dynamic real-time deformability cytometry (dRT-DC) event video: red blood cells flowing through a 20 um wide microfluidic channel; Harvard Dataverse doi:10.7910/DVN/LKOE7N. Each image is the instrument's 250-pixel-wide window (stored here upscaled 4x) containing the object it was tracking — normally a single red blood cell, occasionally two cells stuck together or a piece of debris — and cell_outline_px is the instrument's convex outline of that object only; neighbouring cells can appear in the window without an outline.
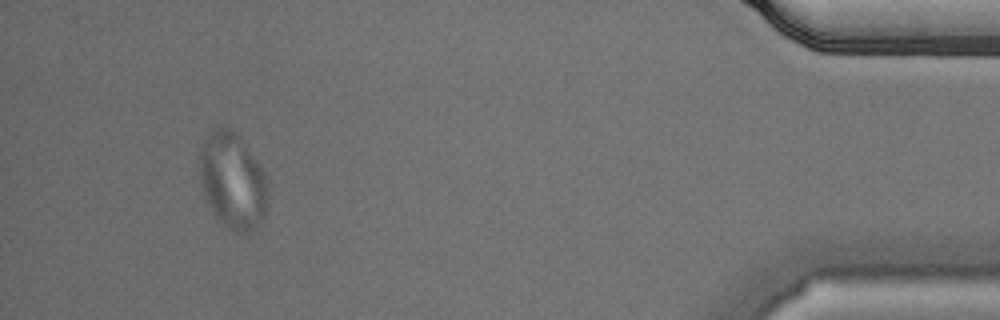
{"species": "Egyptian fruit bat (a non-hibernating species)", "species_latin": "Rousettus aegyptiacus", "temperature_condition": "cold", "stored_images_in_passage": 14, "camera_frame_rate_fps": 3000, "um_per_image_px": 0.085, "animal": {"sex": "male"}, "frame": {"image": 1, "passage_image": 14, "time_ms": 4.333, "image_size_px": [1000, 320], "cell_outline_px": [[268, 204], [260, 228], [248, 236], [236, 232], [228, 228], [224, 224], [208, 204], [204, 196], [196, 164], [204, 140], [216, 128], [228, 128], [236, 132], [240, 136], [264, 172], [268, 180]], "centroid_in_image_um": [19.8, 15.43], "position_along_channel_um": 415.4, "area_um2": 38.96}}